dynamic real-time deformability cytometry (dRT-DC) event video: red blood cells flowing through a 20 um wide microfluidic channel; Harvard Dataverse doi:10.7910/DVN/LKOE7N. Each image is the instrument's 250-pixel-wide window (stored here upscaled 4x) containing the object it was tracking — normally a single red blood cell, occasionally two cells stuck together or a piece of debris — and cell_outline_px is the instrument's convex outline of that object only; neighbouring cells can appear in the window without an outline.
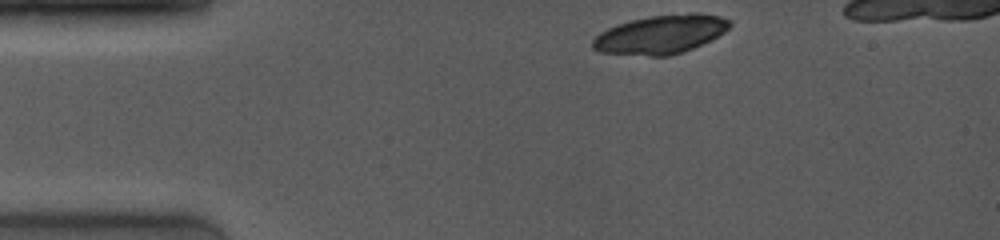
{"species": "common noctule bat (a hibernating species)", "species_latin": "Nyctalus noctula", "temperature_condition": "room temperature", "stored_images_in_passage": 14, "camera_frame_rate_fps": 4000, "um_per_image_px": 0.085, "animal": {"sex": "female", "body_mass_g": 19.0, "forearm_length_mm": 53.3}, "frame": {"image": 1, "passage_image": 1, "time_ms": 0.0, "image_size_px": [1000, 240], "cell_outline_px": [[732, 24], [724, 32], [712, 40], [692, 48], [668, 56], [648, 56], [600, 52], [592, 48], [592, 40], [600, 32], [616, 24], [628, 20], [648, 16], [688, 12], [700, 12], [720, 16], [732, 20]], "centroid_in_image_um": [56.18, 2.9], "position_along_channel_um": 28.8, "area_um2": 31.33}}